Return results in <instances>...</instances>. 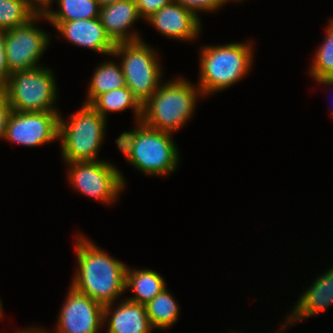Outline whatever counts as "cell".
I'll return each mask as SVG.
<instances>
[{"instance_id": "cell-1", "label": "cell", "mask_w": 333, "mask_h": 333, "mask_svg": "<svg viewBox=\"0 0 333 333\" xmlns=\"http://www.w3.org/2000/svg\"><path fill=\"white\" fill-rule=\"evenodd\" d=\"M78 270L71 286L102 306L115 304L125 292L127 265L110 256L86 236L76 239Z\"/></svg>"}, {"instance_id": "cell-2", "label": "cell", "mask_w": 333, "mask_h": 333, "mask_svg": "<svg viewBox=\"0 0 333 333\" xmlns=\"http://www.w3.org/2000/svg\"><path fill=\"white\" fill-rule=\"evenodd\" d=\"M116 144L129 164L141 173L166 176L179 166L180 154L172 134L149 128L142 122L134 130L121 133Z\"/></svg>"}, {"instance_id": "cell-3", "label": "cell", "mask_w": 333, "mask_h": 333, "mask_svg": "<svg viewBox=\"0 0 333 333\" xmlns=\"http://www.w3.org/2000/svg\"><path fill=\"white\" fill-rule=\"evenodd\" d=\"M200 88L185 78L162 82L142 105L141 122L149 128L171 133L178 131L194 113Z\"/></svg>"}, {"instance_id": "cell-4", "label": "cell", "mask_w": 333, "mask_h": 333, "mask_svg": "<svg viewBox=\"0 0 333 333\" xmlns=\"http://www.w3.org/2000/svg\"><path fill=\"white\" fill-rule=\"evenodd\" d=\"M200 91L204 96L224 91L248 74L253 63V42L208 45L200 49Z\"/></svg>"}, {"instance_id": "cell-5", "label": "cell", "mask_w": 333, "mask_h": 333, "mask_svg": "<svg viewBox=\"0 0 333 333\" xmlns=\"http://www.w3.org/2000/svg\"><path fill=\"white\" fill-rule=\"evenodd\" d=\"M69 121L60 115L59 140L66 163L98 160L99 148L105 137L106 119L91 105L83 104L71 114Z\"/></svg>"}, {"instance_id": "cell-6", "label": "cell", "mask_w": 333, "mask_h": 333, "mask_svg": "<svg viewBox=\"0 0 333 333\" xmlns=\"http://www.w3.org/2000/svg\"><path fill=\"white\" fill-rule=\"evenodd\" d=\"M52 70L40 66L10 74L2 85L12 111H58L54 105L58 95Z\"/></svg>"}, {"instance_id": "cell-7", "label": "cell", "mask_w": 333, "mask_h": 333, "mask_svg": "<svg viewBox=\"0 0 333 333\" xmlns=\"http://www.w3.org/2000/svg\"><path fill=\"white\" fill-rule=\"evenodd\" d=\"M111 56L120 57L126 86L143 105L161 85L162 68L156 51L141 39L116 43Z\"/></svg>"}, {"instance_id": "cell-8", "label": "cell", "mask_w": 333, "mask_h": 333, "mask_svg": "<svg viewBox=\"0 0 333 333\" xmlns=\"http://www.w3.org/2000/svg\"><path fill=\"white\" fill-rule=\"evenodd\" d=\"M68 164L71 185L85 196L100 200L107 205L116 201L124 189L125 179L112 163L107 161H78Z\"/></svg>"}, {"instance_id": "cell-9", "label": "cell", "mask_w": 333, "mask_h": 333, "mask_svg": "<svg viewBox=\"0 0 333 333\" xmlns=\"http://www.w3.org/2000/svg\"><path fill=\"white\" fill-rule=\"evenodd\" d=\"M39 11L26 24L5 30V52L9 73L40 67L39 61L50 44L49 34L36 27Z\"/></svg>"}, {"instance_id": "cell-10", "label": "cell", "mask_w": 333, "mask_h": 333, "mask_svg": "<svg viewBox=\"0 0 333 333\" xmlns=\"http://www.w3.org/2000/svg\"><path fill=\"white\" fill-rule=\"evenodd\" d=\"M59 120L58 111H12L4 139L28 147L41 146L59 139Z\"/></svg>"}, {"instance_id": "cell-11", "label": "cell", "mask_w": 333, "mask_h": 333, "mask_svg": "<svg viewBox=\"0 0 333 333\" xmlns=\"http://www.w3.org/2000/svg\"><path fill=\"white\" fill-rule=\"evenodd\" d=\"M103 319L104 306L70 285L58 315L56 333H99Z\"/></svg>"}, {"instance_id": "cell-12", "label": "cell", "mask_w": 333, "mask_h": 333, "mask_svg": "<svg viewBox=\"0 0 333 333\" xmlns=\"http://www.w3.org/2000/svg\"><path fill=\"white\" fill-rule=\"evenodd\" d=\"M146 20L163 36L184 42L196 39L202 27L198 15L174 0Z\"/></svg>"}, {"instance_id": "cell-13", "label": "cell", "mask_w": 333, "mask_h": 333, "mask_svg": "<svg viewBox=\"0 0 333 333\" xmlns=\"http://www.w3.org/2000/svg\"><path fill=\"white\" fill-rule=\"evenodd\" d=\"M71 43L111 56L115 43L107 35L98 18L50 22Z\"/></svg>"}, {"instance_id": "cell-14", "label": "cell", "mask_w": 333, "mask_h": 333, "mask_svg": "<svg viewBox=\"0 0 333 333\" xmlns=\"http://www.w3.org/2000/svg\"><path fill=\"white\" fill-rule=\"evenodd\" d=\"M333 303V266L324 274L319 275L312 285L307 288L295 303L294 310L290 312L287 321L278 332L285 330L289 325L301 321L303 318L322 313Z\"/></svg>"}, {"instance_id": "cell-15", "label": "cell", "mask_w": 333, "mask_h": 333, "mask_svg": "<svg viewBox=\"0 0 333 333\" xmlns=\"http://www.w3.org/2000/svg\"><path fill=\"white\" fill-rule=\"evenodd\" d=\"M140 18L136 0H117L100 7L101 24L115 44L141 40L138 33L129 31Z\"/></svg>"}, {"instance_id": "cell-16", "label": "cell", "mask_w": 333, "mask_h": 333, "mask_svg": "<svg viewBox=\"0 0 333 333\" xmlns=\"http://www.w3.org/2000/svg\"><path fill=\"white\" fill-rule=\"evenodd\" d=\"M113 305L104 306L103 323L104 325L107 323V333H151L154 329L147 316L145 305L131 302L126 298L115 309Z\"/></svg>"}, {"instance_id": "cell-17", "label": "cell", "mask_w": 333, "mask_h": 333, "mask_svg": "<svg viewBox=\"0 0 333 333\" xmlns=\"http://www.w3.org/2000/svg\"><path fill=\"white\" fill-rule=\"evenodd\" d=\"M125 288H130L134 292V296L127 300L145 305L166 288V283L154 270H132L127 266Z\"/></svg>"}, {"instance_id": "cell-18", "label": "cell", "mask_w": 333, "mask_h": 333, "mask_svg": "<svg viewBox=\"0 0 333 333\" xmlns=\"http://www.w3.org/2000/svg\"><path fill=\"white\" fill-rule=\"evenodd\" d=\"M53 1L41 10L43 18L48 22H65L77 19L98 18L100 13V5L96 0H56L57 11L50 10Z\"/></svg>"}, {"instance_id": "cell-19", "label": "cell", "mask_w": 333, "mask_h": 333, "mask_svg": "<svg viewBox=\"0 0 333 333\" xmlns=\"http://www.w3.org/2000/svg\"><path fill=\"white\" fill-rule=\"evenodd\" d=\"M90 105L105 119L108 112H122L127 108L134 110L137 123L142 119V104L127 86L101 94Z\"/></svg>"}, {"instance_id": "cell-20", "label": "cell", "mask_w": 333, "mask_h": 333, "mask_svg": "<svg viewBox=\"0 0 333 333\" xmlns=\"http://www.w3.org/2000/svg\"><path fill=\"white\" fill-rule=\"evenodd\" d=\"M87 91V99L84 104L90 105L98 96L113 89L126 86L121 64L113 61L101 63L94 71Z\"/></svg>"}, {"instance_id": "cell-21", "label": "cell", "mask_w": 333, "mask_h": 333, "mask_svg": "<svg viewBox=\"0 0 333 333\" xmlns=\"http://www.w3.org/2000/svg\"><path fill=\"white\" fill-rule=\"evenodd\" d=\"M145 306L154 329L165 330L178 320L179 307L167 287Z\"/></svg>"}, {"instance_id": "cell-22", "label": "cell", "mask_w": 333, "mask_h": 333, "mask_svg": "<svg viewBox=\"0 0 333 333\" xmlns=\"http://www.w3.org/2000/svg\"><path fill=\"white\" fill-rule=\"evenodd\" d=\"M39 11L29 0H0V31L26 24Z\"/></svg>"}, {"instance_id": "cell-23", "label": "cell", "mask_w": 333, "mask_h": 333, "mask_svg": "<svg viewBox=\"0 0 333 333\" xmlns=\"http://www.w3.org/2000/svg\"><path fill=\"white\" fill-rule=\"evenodd\" d=\"M326 38L317 49L309 73L316 80L333 78V17L329 20Z\"/></svg>"}, {"instance_id": "cell-24", "label": "cell", "mask_w": 333, "mask_h": 333, "mask_svg": "<svg viewBox=\"0 0 333 333\" xmlns=\"http://www.w3.org/2000/svg\"><path fill=\"white\" fill-rule=\"evenodd\" d=\"M184 8L192 11L196 15L201 11H215L223 5L220 0H174Z\"/></svg>"}, {"instance_id": "cell-25", "label": "cell", "mask_w": 333, "mask_h": 333, "mask_svg": "<svg viewBox=\"0 0 333 333\" xmlns=\"http://www.w3.org/2000/svg\"><path fill=\"white\" fill-rule=\"evenodd\" d=\"M172 1L173 0H136V3L140 17L146 20L152 14L165 5L170 4Z\"/></svg>"}, {"instance_id": "cell-26", "label": "cell", "mask_w": 333, "mask_h": 333, "mask_svg": "<svg viewBox=\"0 0 333 333\" xmlns=\"http://www.w3.org/2000/svg\"><path fill=\"white\" fill-rule=\"evenodd\" d=\"M12 112L7 95L2 86H0V139H4L8 118Z\"/></svg>"}, {"instance_id": "cell-27", "label": "cell", "mask_w": 333, "mask_h": 333, "mask_svg": "<svg viewBox=\"0 0 333 333\" xmlns=\"http://www.w3.org/2000/svg\"><path fill=\"white\" fill-rule=\"evenodd\" d=\"M10 73L6 61L5 52V32L0 31V86H2L9 78Z\"/></svg>"}, {"instance_id": "cell-28", "label": "cell", "mask_w": 333, "mask_h": 333, "mask_svg": "<svg viewBox=\"0 0 333 333\" xmlns=\"http://www.w3.org/2000/svg\"><path fill=\"white\" fill-rule=\"evenodd\" d=\"M29 1L41 11L48 4L50 0H29Z\"/></svg>"}, {"instance_id": "cell-29", "label": "cell", "mask_w": 333, "mask_h": 333, "mask_svg": "<svg viewBox=\"0 0 333 333\" xmlns=\"http://www.w3.org/2000/svg\"><path fill=\"white\" fill-rule=\"evenodd\" d=\"M45 329H40V328H36V327H34V328H27V329H24V330H22V331H18L17 333H50V332H48V331H46Z\"/></svg>"}, {"instance_id": "cell-30", "label": "cell", "mask_w": 333, "mask_h": 333, "mask_svg": "<svg viewBox=\"0 0 333 333\" xmlns=\"http://www.w3.org/2000/svg\"><path fill=\"white\" fill-rule=\"evenodd\" d=\"M319 82V84H323V85H333V78H324L321 80H318L317 83Z\"/></svg>"}, {"instance_id": "cell-31", "label": "cell", "mask_w": 333, "mask_h": 333, "mask_svg": "<svg viewBox=\"0 0 333 333\" xmlns=\"http://www.w3.org/2000/svg\"><path fill=\"white\" fill-rule=\"evenodd\" d=\"M98 2V4L102 7L108 4H112L117 0H96Z\"/></svg>"}, {"instance_id": "cell-32", "label": "cell", "mask_w": 333, "mask_h": 333, "mask_svg": "<svg viewBox=\"0 0 333 333\" xmlns=\"http://www.w3.org/2000/svg\"><path fill=\"white\" fill-rule=\"evenodd\" d=\"M223 5H226L227 2L232 1V2H241L242 0H220Z\"/></svg>"}, {"instance_id": "cell-33", "label": "cell", "mask_w": 333, "mask_h": 333, "mask_svg": "<svg viewBox=\"0 0 333 333\" xmlns=\"http://www.w3.org/2000/svg\"><path fill=\"white\" fill-rule=\"evenodd\" d=\"M2 301L0 299V318L3 317Z\"/></svg>"}]
</instances>
